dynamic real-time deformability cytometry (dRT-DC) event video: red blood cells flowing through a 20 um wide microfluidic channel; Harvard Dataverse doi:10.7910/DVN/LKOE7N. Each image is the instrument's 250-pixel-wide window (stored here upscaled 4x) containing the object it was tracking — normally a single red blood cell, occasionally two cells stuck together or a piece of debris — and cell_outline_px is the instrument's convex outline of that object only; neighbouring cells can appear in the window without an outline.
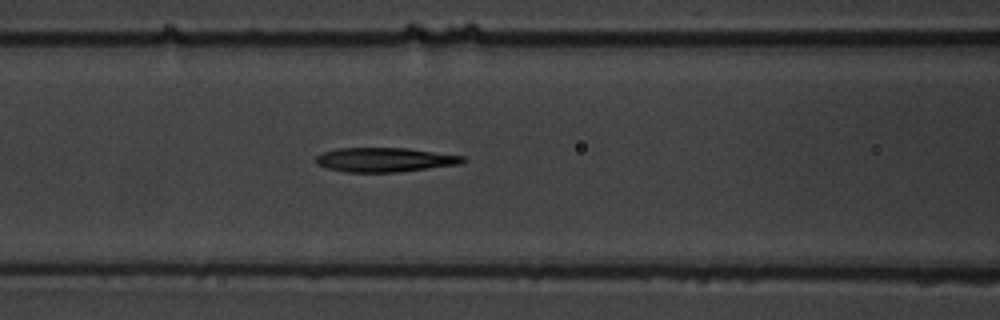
{"species": "common noctule bat (a hibernating species)", "species_latin": "Nyctalus noctula", "temperature_condition": "warm", "stored_images_in_passage": 7, "camera_frame_rate_fps": 3000, "um_per_image_px": 0.085, "animal": {"sex": "male", "body_mass_g": 19.5, "forearm_length_mm": 54.6}, "frame": {"image": 1, "passage_image": 7, "time_ms": 7.333, "image_size_px": [1000, 320], "cell_outline_px": [[468, 160], [460, 164], [396, 172], [348, 172], [328, 168], [316, 164], [316, 156], [324, 152], [336, 148], [408, 148], [464, 156]], "centroid_in_image_um": [32.72, 13.57], "position_along_channel_um": 133.9, "area_um2": 20.69}}